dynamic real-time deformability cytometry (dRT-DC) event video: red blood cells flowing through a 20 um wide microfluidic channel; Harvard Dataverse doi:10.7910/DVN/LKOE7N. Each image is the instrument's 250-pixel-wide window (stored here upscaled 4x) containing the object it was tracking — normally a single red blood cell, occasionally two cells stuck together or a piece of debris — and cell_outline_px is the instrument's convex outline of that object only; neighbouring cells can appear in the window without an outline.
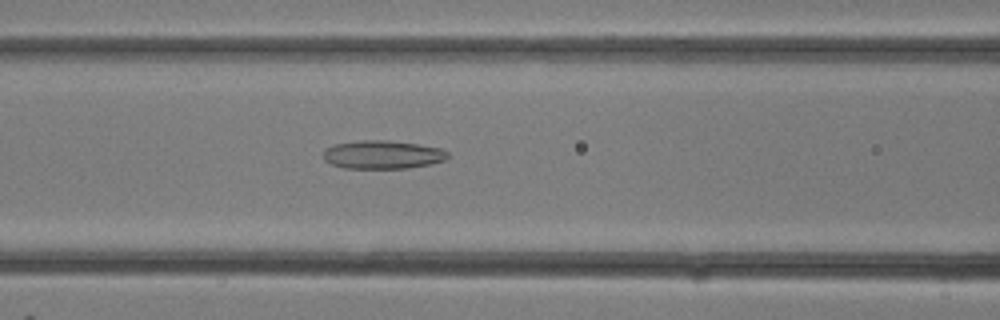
{"species": "common noctule bat (a hibernating species)", "species_latin": "Nyctalus noctula", "temperature_condition": "room temperature", "stored_images_in_passage": 22, "camera_frame_rate_fps": 3000, "um_per_image_px": 0.085, "animal": {"sex": "female"}, "frame": {"image": 1, "passage_image": 7, "time_ms": 2.0, "image_size_px": [1000, 320], "cell_outline_px": [[448, 156], [444, 160], [432, 164], [408, 168], [344, 168], [332, 164], [324, 160], [324, 148], [336, 144], [364, 140], [388, 140], [416, 144], [440, 148], [448, 152]], "centroid_in_image_um": [32.52, 13.15], "position_along_channel_um": 134.1, "area_um2": 20.46}}
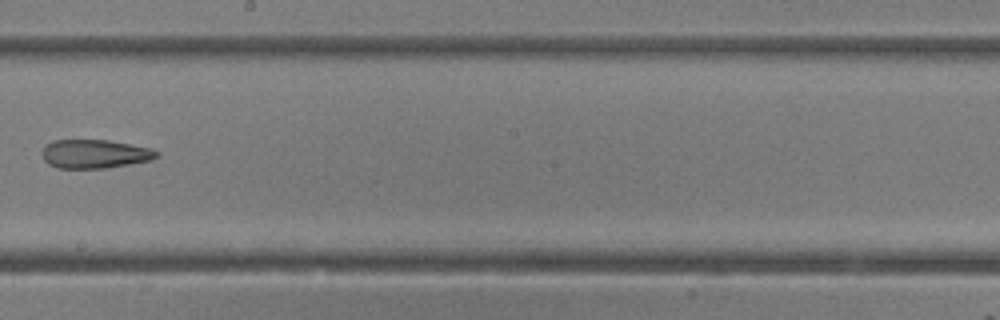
{"frame": {"image": 2, "passage_image": 12, "time_ms": 3.667, "image_size_px": [1000, 320], "cell_outline_px": [[160, 156], [152, 160], [104, 168], [60, 168], [48, 164], [44, 160], [40, 152], [52, 140], [108, 140], [152, 148], [160, 152]], "centroid_in_image_um": [8.08, 13.08], "position_along_channel_um": 240.1, "area_um2": 19.25}}
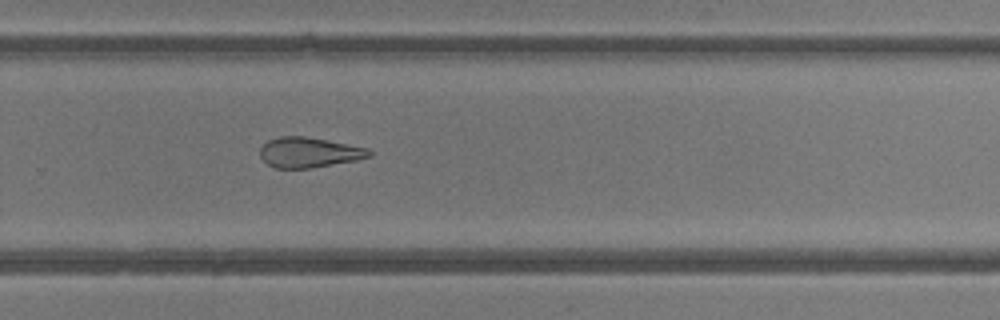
{"frame": {"image": 3, "passage_image": 15, "time_ms": 4.667, "image_size_px": [1000, 320], "cell_outline_px": [[372, 156], [356, 160], [312, 168], [276, 168], [268, 164], [260, 156], [260, 148], [268, 140], [280, 136], [304, 136], [328, 140], [368, 148], [372, 152]], "centroid_in_image_um": [26.28, 12.95], "position_along_channel_um": 303.5, "area_um2": 19.19}}